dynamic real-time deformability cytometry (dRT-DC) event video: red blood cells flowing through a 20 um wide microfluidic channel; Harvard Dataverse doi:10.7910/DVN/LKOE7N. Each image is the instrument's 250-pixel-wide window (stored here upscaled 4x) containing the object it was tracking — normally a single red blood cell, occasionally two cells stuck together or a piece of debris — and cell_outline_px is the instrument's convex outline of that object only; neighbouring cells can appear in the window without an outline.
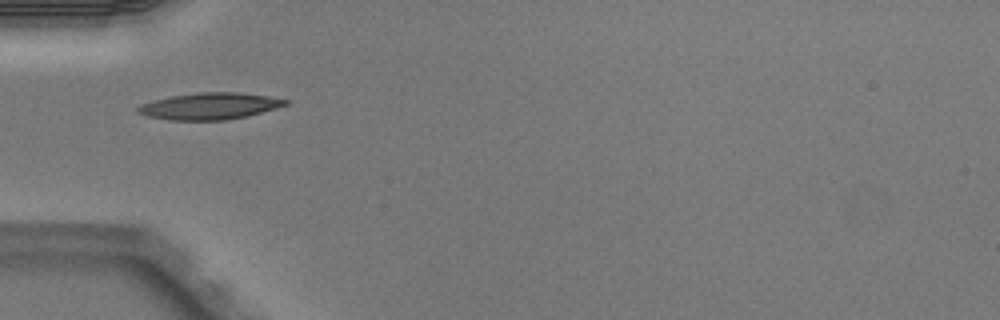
{"species": "Egyptian fruit bat (a non-hibernating species)", "species_latin": "Rousettus aegyptiacus", "temperature_condition": "warm", "stored_images_in_passage": 2, "camera_frame_rate_fps": 3000, "um_per_image_px": 0.085, "animal": {"sex": "male"}, "frame": {"image": 1, "passage_image": 1, "time_ms": 0.0, "image_size_px": [1000, 320], "cell_outline_px": [[288, 104], [276, 108], [248, 116], [224, 120], [168, 120], [148, 116], [136, 112], [136, 108], [140, 104], [172, 96], [200, 92], [240, 92], [268, 96], [288, 100]], "centroid_in_image_um": [17.82, 9.02], "position_along_channel_um": 67.2, "area_um2": 22.83}}
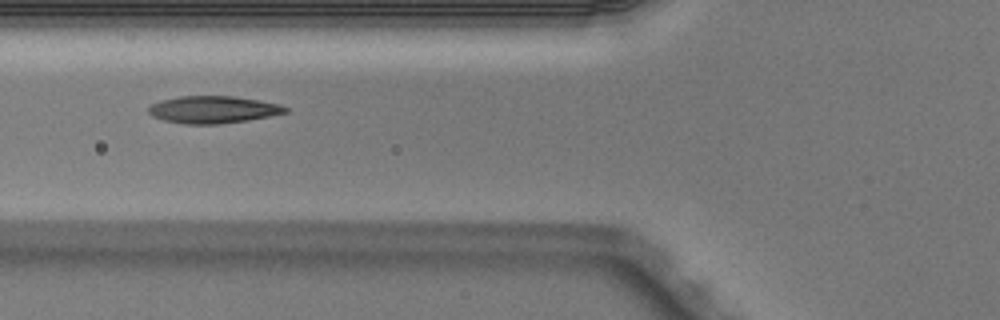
{"frame": {"image": 2, "passage_image": 2, "time_ms": 0.333, "image_size_px": [1000, 320], "cell_outline_px": [[288, 112], [248, 120], [220, 124], [184, 124], [164, 120], [152, 116], [148, 112], [148, 108], [152, 104], [160, 100], [180, 96], [232, 96], [260, 100], [280, 104], [288, 108]], "centroid_in_image_um": [18.11, 9.31], "position_along_channel_um": 107.7, "area_um2": 21.73}}